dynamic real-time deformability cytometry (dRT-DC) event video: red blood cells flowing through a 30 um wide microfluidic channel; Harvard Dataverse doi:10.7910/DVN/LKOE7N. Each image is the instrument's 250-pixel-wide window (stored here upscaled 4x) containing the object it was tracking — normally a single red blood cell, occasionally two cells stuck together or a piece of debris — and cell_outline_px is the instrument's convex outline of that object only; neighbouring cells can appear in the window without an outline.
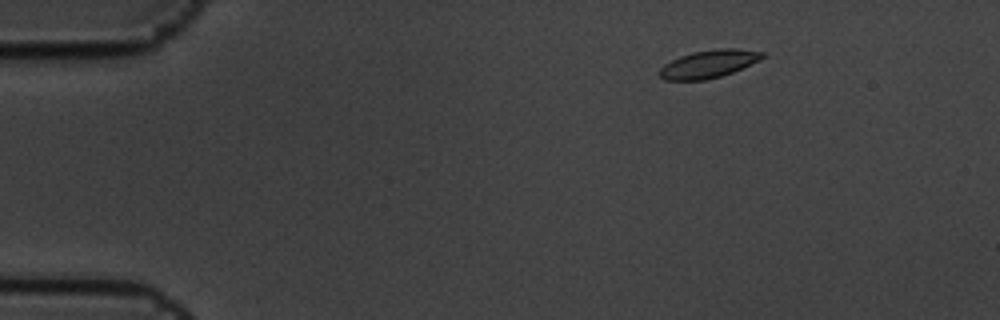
{"species": "common noctule bat (a hibernating species)", "species_latin": "Nyctalus noctula", "temperature_condition": "cold", "stored_images_in_passage": 5, "camera_frame_rate_fps": 3000, "um_per_image_px": 0.085, "animal": {"sex": "male", "body_mass_g": 19.5, "forearm_length_mm": 54.6}, "frame": {"image": 1, "passage_image": 2, "time_ms": 0.333, "image_size_px": [1000, 320], "cell_outline_px": [[768, 56], [760, 60], [732, 72], [720, 76], [704, 80], [664, 80], [656, 72], [664, 64], [680, 56], [692, 52], [716, 48], [736, 48], [764, 52]], "centroid_in_image_um": [60.24, 5.42], "position_along_channel_um": 24.8, "area_um2": 16.82}}